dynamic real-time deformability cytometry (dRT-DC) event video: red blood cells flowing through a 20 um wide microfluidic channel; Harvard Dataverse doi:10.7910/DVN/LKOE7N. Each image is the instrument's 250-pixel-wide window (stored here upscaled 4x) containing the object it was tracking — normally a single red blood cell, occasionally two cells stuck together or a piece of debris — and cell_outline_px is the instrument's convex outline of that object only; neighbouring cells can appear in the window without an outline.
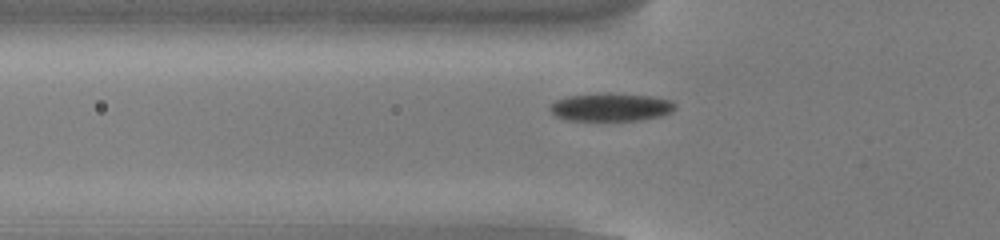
{"species": "common noctule bat (a hibernating species)", "species_latin": "Nyctalus noctula", "temperature_condition": "cold", "stored_images_in_passage": 52, "camera_frame_rate_fps": 3000, "um_per_image_px": 0.085, "animal": {"sex": "male", "body_mass_g": 13.0, "forearm_length_mm": 53.1}, "frame": {"image": 1, "passage_image": 16, "time_ms": 5.0, "image_size_px": [1000, 240], "cell_outline_px": [[676, 108], [672, 112], [660, 116], [640, 120], [568, 120], [556, 116], [548, 108], [556, 100], [568, 96], [608, 92], [652, 96], [672, 100], [676, 104]], "centroid_in_image_um": [51.96, 9.09], "position_along_channel_um": 73.8, "area_um2": 20.58}}
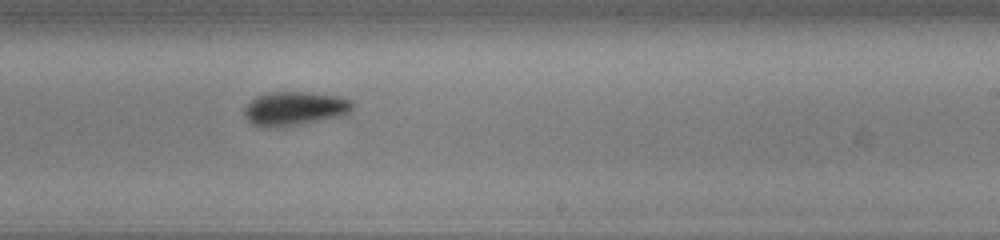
{"frame": {"image": 2, "passage_image": 31, "time_ms": 10.0, "image_size_px": [1000, 240], "cell_outline_px": [[352, 108], [348, 112], [340, 116], [300, 124], [276, 128], [260, 128], [252, 124], [244, 116], [244, 108], [256, 96], [268, 92], [308, 92], [336, 96], [352, 100]], "centroid_in_image_um": [24.98, 9.24], "position_along_channel_um": 264.0, "area_um2": 21.39}}
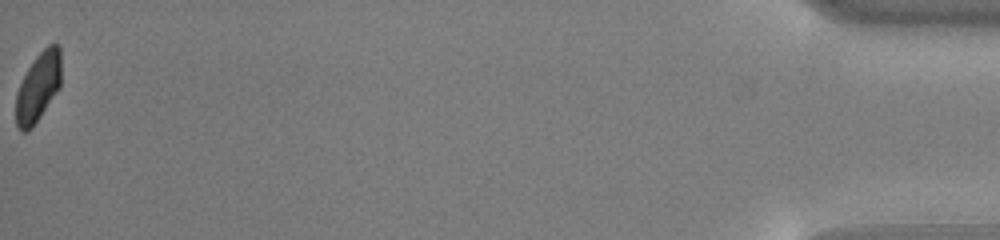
{"frame": {"image": 3, "passage_image": 52, "time_ms": 17.0, "image_size_px": [1000, 240], "cell_outline_px": [[60, 88], [32, 128], [28, 132], [20, 132], [16, 124], [16, 96], [20, 84], [28, 68], [36, 56], [48, 44], [60, 44]], "centroid_in_image_um": [3.25, 7.42], "position_along_channel_um": 432.0, "area_um2": 18.21}, "authors_computed_cell_mechanics": {"area_um2": 20.2878, "velocity_mm_per_s": 3.8048, "shape_relaxation_time_tau1_ms": 2.2994, "shape_relaxation_time_tau2_ms": 10.2683, "deformation_change_tau1": 0.1017, "deformation_change_tau2": 0.0951}}